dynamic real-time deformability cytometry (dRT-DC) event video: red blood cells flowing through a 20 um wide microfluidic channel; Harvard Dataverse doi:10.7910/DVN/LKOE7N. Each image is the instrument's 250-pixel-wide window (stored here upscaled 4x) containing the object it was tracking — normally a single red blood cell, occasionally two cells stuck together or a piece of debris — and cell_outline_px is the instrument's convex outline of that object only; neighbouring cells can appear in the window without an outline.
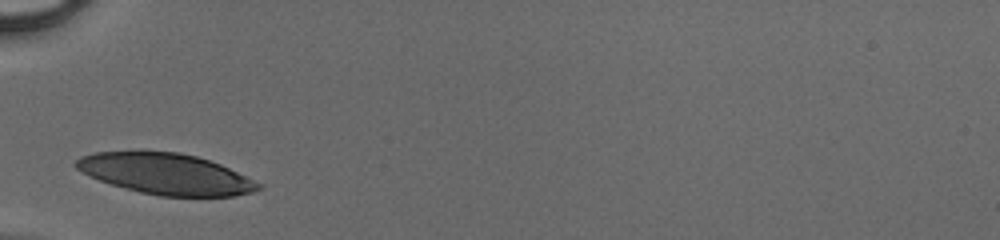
{"species": "human", "species_latin": "Homo sapiens", "temperature_condition": "cold", "stored_images_in_passage": 24, "camera_frame_rate_fps": 3000, "um_per_image_px": 0.085, "donor": {"sex": "male"}, "frame": {"image": 1, "passage_image": 1, "time_ms": 0.0, "image_size_px": [1000, 240], "cell_outline_px": [[264, 188], [252, 192], [232, 196], [160, 196], [140, 192], [124, 188], [88, 176], [76, 168], [72, 164], [80, 156], [96, 152], [140, 148], [180, 152], [196, 156], [220, 164], [264, 184]], "centroid_in_image_um": [14.05, 14.73], "position_along_channel_um": 70.9, "area_um2": 44.56}}
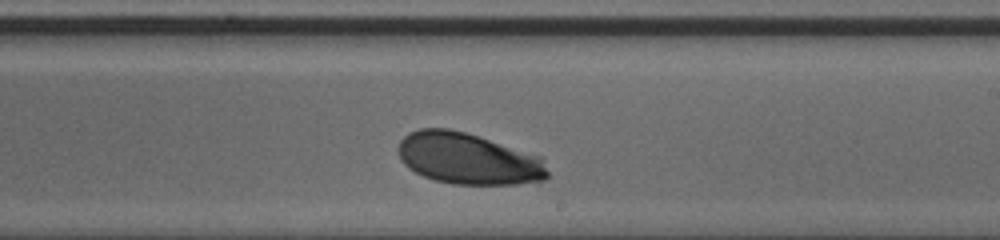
{"frame": {"image": 2, "passage_image": 14, "time_ms": 4.333, "image_size_px": [1000, 240], "cell_outline_px": [[548, 176], [544, 180], [516, 184], [452, 184], [436, 180], [424, 176], [408, 168], [400, 160], [396, 148], [400, 140], [408, 132], [420, 128], [448, 128], [464, 132], [540, 156], [548, 172]], "centroid_in_image_um": [39.73, 13.48], "position_along_channel_um": 249.3, "area_um2": 44.56}}
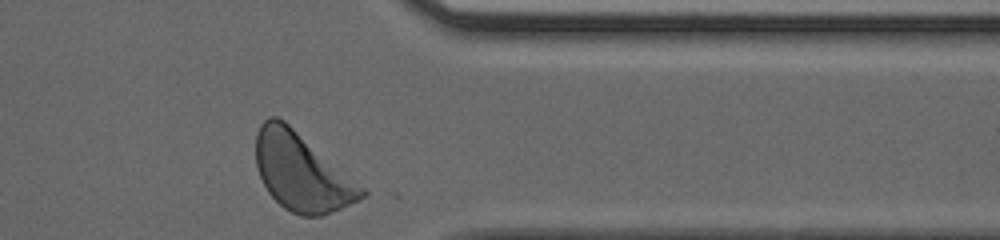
{"frame": {"image": 3, "passage_image": 24, "time_ms": 7.667, "image_size_px": [1000, 240], "cell_outline_px": [[368, 196], [340, 208], [320, 216], [300, 216], [284, 208], [268, 192], [256, 168], [256, 132], [260, 124], [268, 116], [276, 116], [284, 120], [364, 188], [368, 192]], "centroid_in_image_um": [25.61, 14.62], "position_along_channel_um": 385.8, "area_um2": 47.28}}